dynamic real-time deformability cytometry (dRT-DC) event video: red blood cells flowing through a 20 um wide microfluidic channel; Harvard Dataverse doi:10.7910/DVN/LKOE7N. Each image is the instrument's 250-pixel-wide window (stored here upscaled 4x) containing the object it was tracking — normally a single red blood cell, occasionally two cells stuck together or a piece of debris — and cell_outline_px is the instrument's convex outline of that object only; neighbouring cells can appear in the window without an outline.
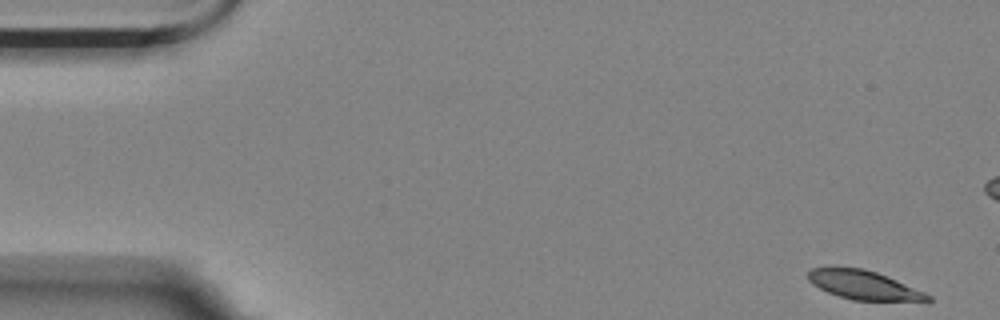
{"species": "Egyptian fruit bat (a non-hibernating species)", "species_latin": "Rousettus aegyptiacus", "temperature_condition": "room temperature", "stored_images_in_passage": 56, "camera_frame_rate_fps": 3000, "um_per_image_px": 0.085, "animal": {"sex": "female"}, "frame": {"image": 1, "passage_image": 1, "time_ms": 0.0, "image_size_px": [1000, 320], "cell_outline_px": [[932, 300], [852, 300], [828, 292], [812, 284], [808, 280], [808, 272], [812, 268], [832, 264], [836, 264], [864, 268], [876, 272], [896, 280], [924, 292], [932, 296]], "centroid_in_image_um": [73.29, 24.16], "position_along_channel_um": 11.7, "area_um2": 20.35}}
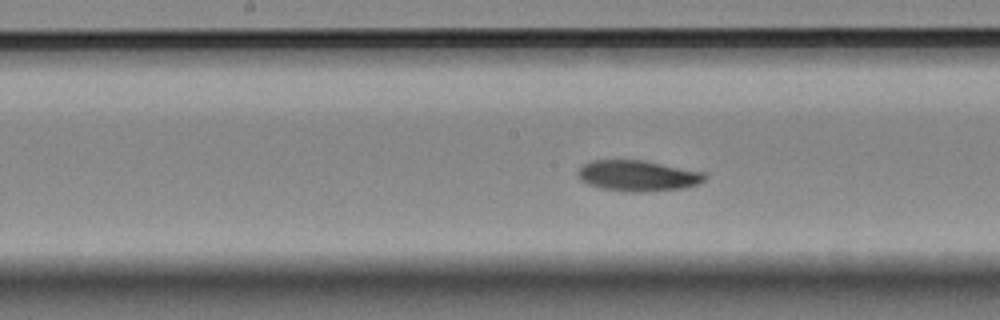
{"frame": {"image": 2, "passage_image": 27, "time_ms": 8.667, "image_size_px": [1000, 320], "cell_outline_px": [[708, 176], [704, 180], [696, 184], [684, 188], [644, 192], [628, 192], [600, 188], [588, 184], [580, 180], [576, 172], [584, 164], [592, 160], [644, 160], [704, 172]], "centroid_in_image_um": [54.2, 14.94], "position_along_channel_um": 194.0, "area_um2": 22.89}}
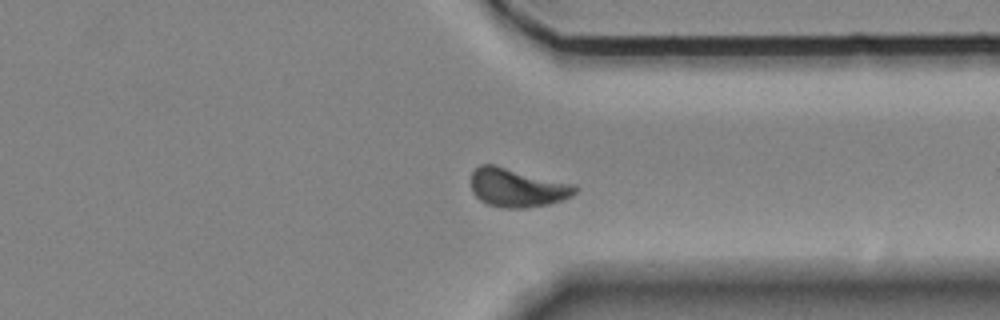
{"frame": {"image": 3, "passage_image": 42, "time_ms": 13.667, "image_size_px": [1000, 320], "cell_outline_px": [[580, 188], [572, 196], [564, 200], [548, 204], [524, 208], [500, 208], [488, 204], [480, 200], [472, 192], [472, 172], [480, 164], [492, 164], [576, 184]], "centroid_in_image_um": [44.0, 15.96], "position_along_channel_um": 367.4, "area_um2": 23.64}, "authors_computed_cell_mechanics": {"area_um2": 22.3108, "velocity_mm_per_s": 3.4817, "shape_relaxation_time_tau1_ms": 7.9488, "shape_relaxation_time_tau2_ms": null, "deformation_change_tau1": 0.1821, "deformation_change_tau2": null}}